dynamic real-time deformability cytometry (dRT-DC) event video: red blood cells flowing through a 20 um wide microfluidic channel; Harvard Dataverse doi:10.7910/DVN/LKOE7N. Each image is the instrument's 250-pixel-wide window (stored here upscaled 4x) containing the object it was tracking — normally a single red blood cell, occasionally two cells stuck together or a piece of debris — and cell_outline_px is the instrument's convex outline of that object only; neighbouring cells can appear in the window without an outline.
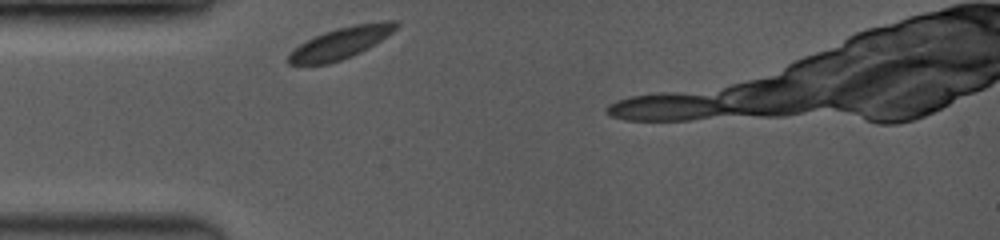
{"species": "common noctule bat (a hibernating species)", "species_latin": "Nyctalus noctula", "temperature_condition": "room temperature", "stored_images_in_passage": 34, "camera_frame_rate_fps": 3500, "um_per_image_px": 0.085, "animal": {"sex": "female", "body_mass_g": 19.0, "forearm_length_mm": 53.3}, "frame": {"image": 1, "passage_image": 1, "time_ms": 0.0, "image_size_px": [1000, 240], "cell_outline_px": [[400, 24], [388, 36], [368, 48], [352, 56], [328, 64], [288, 64], [288, 56], [300, 44], [324, 32], [356, 24], [384, 20], [400, 20]], "centroid_in_image_um": [29.05, 3.63], "position_along_channel_um": 56.0, "area_um2": 19.42}}
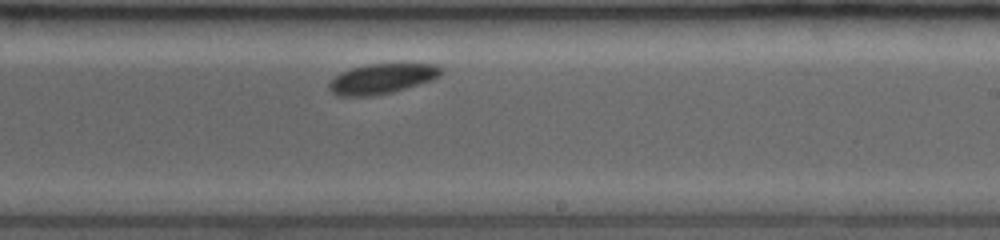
{"frame": {"image": 2, "passage_image": 20, "time_ms": 5.429, "image_size_px": [1000, 240], "cell_outline_px": [[444, 72], [440, 76], [432, 80], [420, 84], [392, 92], [372, 96], [336, 96], [328, 88], [328, 84], [340, 72], [352, 68], [368, 64], [436, 64], [444, 68]], "centroid_in_image_um": [32.49, 6.69], "position_along_channel_um": 256.5, "area_um2": 19.71}}
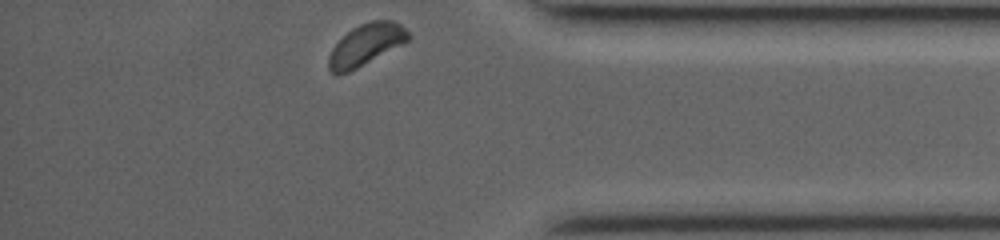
{"frame": {"image": 3, "passage_image": 34, "time_ms": 9.429, "image_size_px": [1000, 240], "cell_outline_px": [[412, 36], [408, 40], [356, 68], [348, 72], [336, 76], [328, 68], [328, 56], [332, 48], [352, 28], [360, 24], [372, 20], [396, 20]], "centroid_in_image_um": [31.08, 3.79], "position_along_channel_um": 404.1, "area_um2": 18.9}, "authors_computed_cell_mechanics": {"area_um2": 19.8832, "velocity_mm_per_s": 3.8333, "shape_relaxation_time_tau1_ms": 0.3579, "shape_relaxation_time_tau2_ms": null, "deformation_change_tau1": 0.04, "deformation_change_tau2": null}}